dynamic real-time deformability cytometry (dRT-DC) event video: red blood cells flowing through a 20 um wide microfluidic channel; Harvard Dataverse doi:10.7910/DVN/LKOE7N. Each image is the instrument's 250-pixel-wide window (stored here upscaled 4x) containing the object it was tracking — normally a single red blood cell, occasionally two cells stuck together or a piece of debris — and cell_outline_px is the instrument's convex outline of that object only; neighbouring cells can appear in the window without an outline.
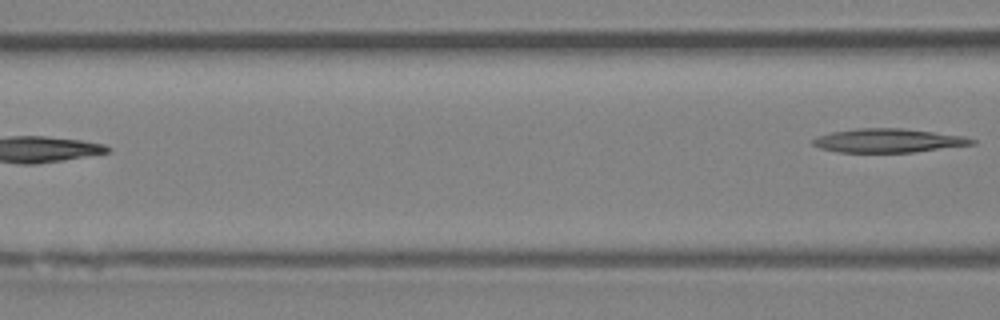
{"species": "Egyptian fruit bat (a non-hibernating species)", "species_latin": "Rousettus aegyptiacus", "temperature_condition": "room temperature", "stored_images_in_passage": 3, "camera_frame_rate_fps": 3000, "um_per_image_px": 0.085, "animal": {"sex": "female"}, "frame": {"image": 1, "passage_image": 3, "time_ms": 2.333, "image_size_px": [1000, 320], "cell_outline_px": [[976, 144], [912, 152], [836, 152], [820, 148], [812, 144], [812, 140], [816, 136], [832, 132], [856, 128], [900, 128], [964, 136], [976, 140]], "centroid_in_image_um": [75.47, 11.95], "position_along_channel_um": 91.1, "area_um2": 21.96}}